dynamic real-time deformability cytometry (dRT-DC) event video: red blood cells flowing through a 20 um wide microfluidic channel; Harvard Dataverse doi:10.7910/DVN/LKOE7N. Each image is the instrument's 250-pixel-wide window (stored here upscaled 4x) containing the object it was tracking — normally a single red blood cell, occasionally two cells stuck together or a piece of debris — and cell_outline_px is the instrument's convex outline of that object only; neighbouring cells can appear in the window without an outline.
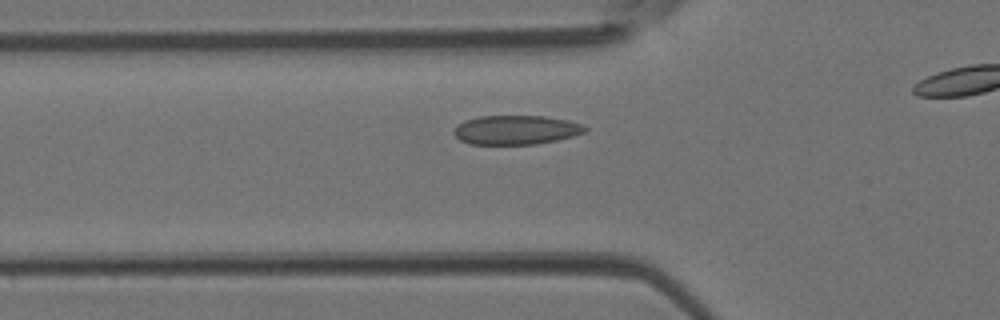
{"species": "Egyptian fruit bat (a non-hibernating species)", "species_latin": "Rousettus aegyptiacus", "temperature_condition": "room temperature", "stored_images_in_passage": 28, "camera_frame_rate_fps": 3000, "um_per_image_px": 0.085, "animal": {"sex": "female"}, "frame": {"image": 1, "passage_image": 6, "time_ms": 1.667, "image_size_px": [1000, 320], "cell_outline_px": [[588, 128], [584, 132], [572, 136], [556, 140], [536, 144], [468, 144], [460, 140], [452, 132], [464, 120], [480, 116], [544, 116], [568, 120], [584, 124]], "centroid_in_image_um": [43.87, 11.04], "position_along_channel_um": 81.9, "area_um2": 22.25}}
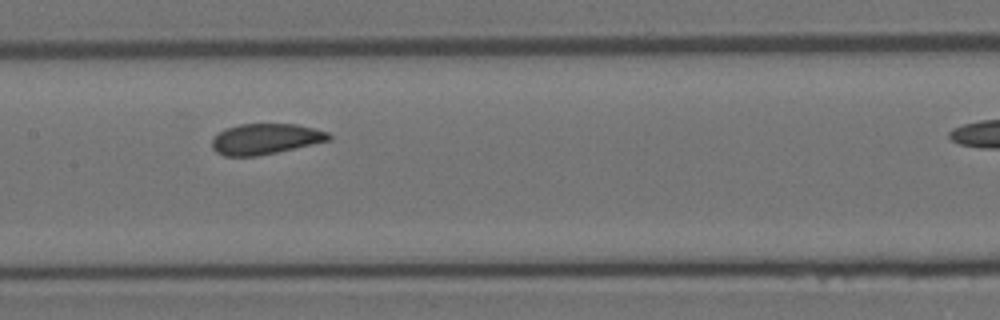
{"frame": {"image": 2, "passage_image": 13, "time_ms": 4.0, "image_size_px": [1000, 320], "cell_outline_px": [[332, 140], [276, 152], [256, 156], [224, 156], [216, 152], [212, 148], [212, 140], [224, 128], [240, 124], [296, 124], [328, 132], [332, 136]], "centroid_in_image_um": [22.56, 11.81], "position_along_channel_um": 184.8, "area_um2": 20.81}}
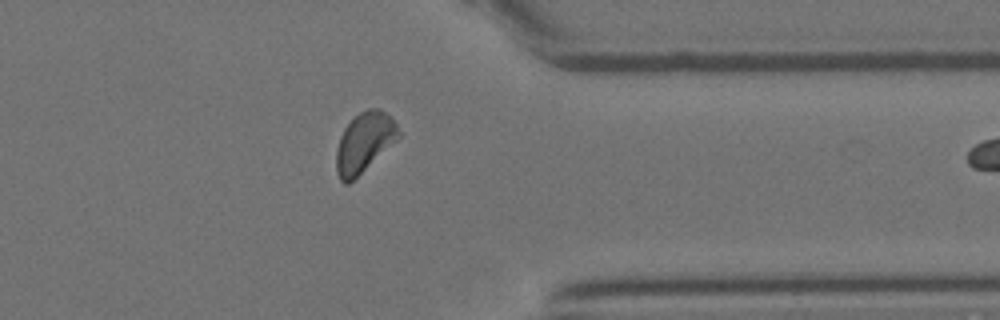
{"frame": {"image": 3, "passage_image": 27, "time_ms": 8.667, "image_size_px": [1000, 320], "cell_outline_px": [[400, 136], [396, 140], [348, 184], [344, 184], [340, 180], [336, 172], [336, 152], [340, 136], [344, 128], [360, 112], [368, 108], [380, 108], [392, 116], [400, 132]], "centroid_in_image_um": [30.96, 12.08], "position_along_channel_um": 380.4, "area_um2": 21.39}}